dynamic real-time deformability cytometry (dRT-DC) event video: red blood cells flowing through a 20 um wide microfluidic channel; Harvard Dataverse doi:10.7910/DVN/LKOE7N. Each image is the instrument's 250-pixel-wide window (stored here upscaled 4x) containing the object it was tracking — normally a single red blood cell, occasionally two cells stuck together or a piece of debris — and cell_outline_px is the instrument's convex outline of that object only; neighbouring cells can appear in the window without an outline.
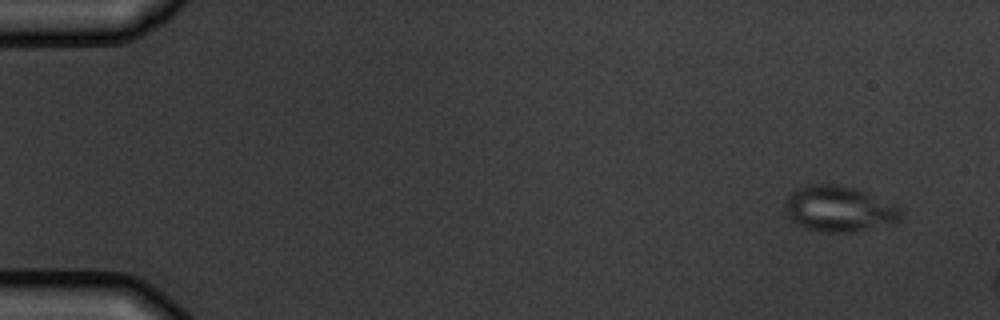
{"species": "common noctule bat (a hibernating species)", "species_latin": "Nyctalus noctula", "temperature_condition": "warm", "stored_images_in_passage": 3, "camera_frame_rate_fps": 3000, "um_per_image_px": 0.085, "animal": {"sex": "male", "body_mass_g": 19.5, "forearm_length_mm": 54.6}, "frame": {"image": 1, "passage_image": 1, "time_ms": 0.0, "image_size_px": [1000, 320], "cell_outline_px": [[904, 212], [900, 220], [892, 224], [856, 232], [820, 232], [804, 228], [796, 224], [784, 212], [784, 200], [796, 188], [804, 184], [840, 184], [856, 188], [900, 204], [904, 208]], "centroid_in_image_um": [71.37, 17.74], "position_along_channel_um": 13.6, "area_um2": 32.08}}